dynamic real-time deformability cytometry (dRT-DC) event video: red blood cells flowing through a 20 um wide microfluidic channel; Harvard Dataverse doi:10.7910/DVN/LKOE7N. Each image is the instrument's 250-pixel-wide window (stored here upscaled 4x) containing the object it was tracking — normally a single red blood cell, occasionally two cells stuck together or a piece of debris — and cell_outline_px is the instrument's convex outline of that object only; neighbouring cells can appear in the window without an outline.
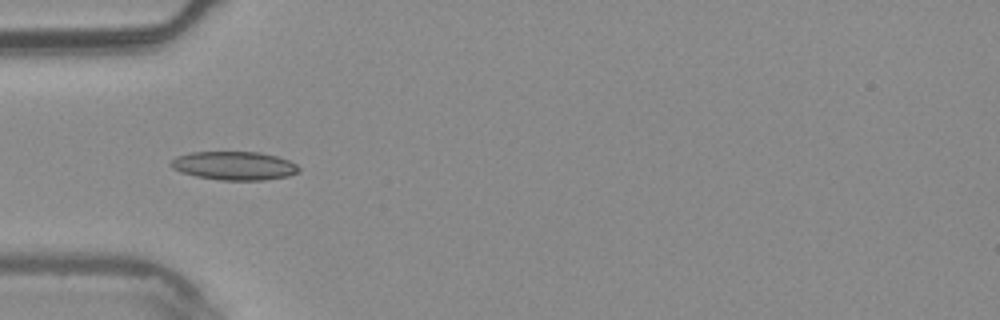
{"species": "common noctule bat (a hibernating species)", "species_latin": "Nyctalus noctula", "temperature_condition": "warm", "stored_images_in_passage": 4, "camera_frame_rate_fps": 3000, "um_per_image_px": 0.085, "animal": {"sex": "male", "body_mass_g": 20.4}, "frame": {"image": 1, "passage_image": 4, "time_ms": 1.0, "image_size_px": [1000, 320], "cell_outline_px": [[300, 172], [288, 176], [264, 180], [220, 180], [196, 176], [180, 172], [172, 168], [168, 164], [176, 156], [192, 152], [260, 152], [276, 156], [288, 160], [296, 164], [300, 168]], "centroid_in_image_um": [19.9, 14.09], "position_along_channel_um": 65.1, "area_um2": 21.39}}